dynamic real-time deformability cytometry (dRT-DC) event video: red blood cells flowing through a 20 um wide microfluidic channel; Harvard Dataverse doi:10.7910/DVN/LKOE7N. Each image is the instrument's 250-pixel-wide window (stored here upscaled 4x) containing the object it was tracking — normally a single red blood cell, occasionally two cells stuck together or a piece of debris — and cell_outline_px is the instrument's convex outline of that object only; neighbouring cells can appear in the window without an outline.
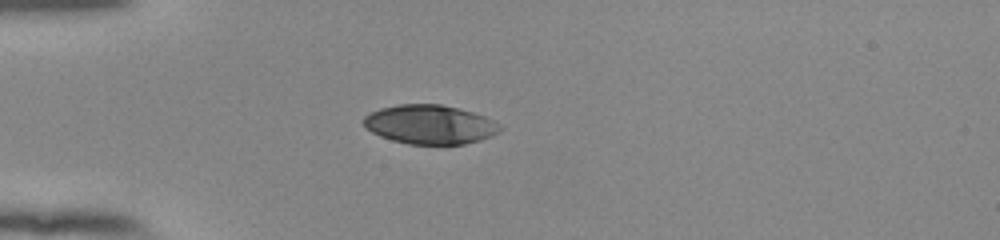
{"species": "human", "species_latin": "Homo sapiens", "temperature_condition": "room temperature", "stored_images_in_passage": 39, "camera_frame_rate_fps": 3000, "um_per_image_px": 0.085, "donor": {"sex": "female"}, "frame": {"image": 1, "passage_image": 1, "time_ms": 0.0, "image_size_px": [1000, 240], "cell_outline_px": [[500, 128], [492, 136], [480, 140], [464, 144], [408, 144], [392, 140], [380, 136], [364, 128], [360, 120], [364, 116], [380, 108], [400, 104], [440, 104], [472, 112], [484, 116], [500, 124]], "centroid_in_image_um": [36.48, 10.58], "position_along_channel_um": 48.5, "area_um2": 31.04}}
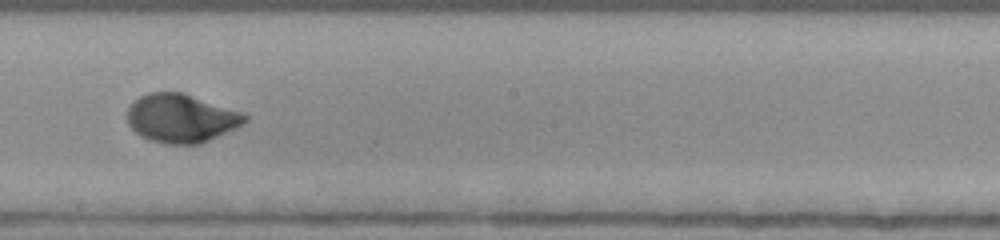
{"frame": {"image": 2, "passage_image": 17, "time_ms": 5.333, "image_size_px": [1000, 240], "cell_outline_px": [[248, 120], [244, 124], [236, 128], [200, 144], [164, 144], [148, 140], [140, 136], [128, 124], [128, 108], [132, 100], [148, 92], [184, 92], [244, 112], [248, 116]], "centroid_in_image_um": [15.41, 10.04], "position_along_channel_um": 232.8, "area_um2": 33.76}}
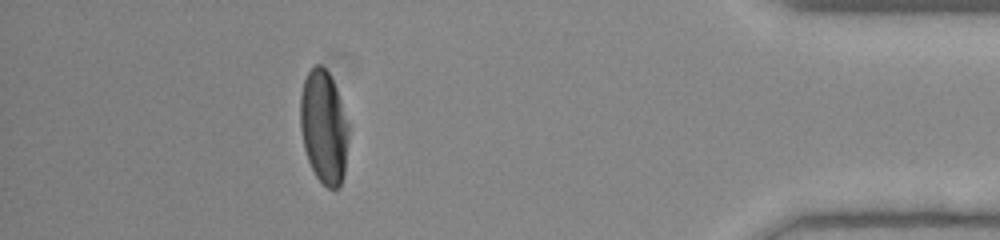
{"frame": {"image": 3, "passage_image": 34, "time_ms": 11.0, "image_size_px": [1000, 240], "cell_outline_px": [[348, 132], [344, 176], [340, 184], [336, 188], [328, 188], [316, 176], [308, 160], [304, 148], [300, 128], [300, 96], [304, 80], [308, 72], [316, 64], [320, 64], [328, 72], [336, 88], [348, 124]], "centroid_in_image_um": [27.51, 10.79], "position_along_channel_um": 407.7, "area_um2": 31.56}, "authors_computed_cell_mechanics": {"area_um2": 32.657, "velocity_mm_per_s": 3.8507, "shape_relaxation_time_tau1_ms": 2.9928, "shape_relaxation_time_tau2_ms": null, "deformation_change_tau1": 0.1876, "deformation_change_tau2": null}}